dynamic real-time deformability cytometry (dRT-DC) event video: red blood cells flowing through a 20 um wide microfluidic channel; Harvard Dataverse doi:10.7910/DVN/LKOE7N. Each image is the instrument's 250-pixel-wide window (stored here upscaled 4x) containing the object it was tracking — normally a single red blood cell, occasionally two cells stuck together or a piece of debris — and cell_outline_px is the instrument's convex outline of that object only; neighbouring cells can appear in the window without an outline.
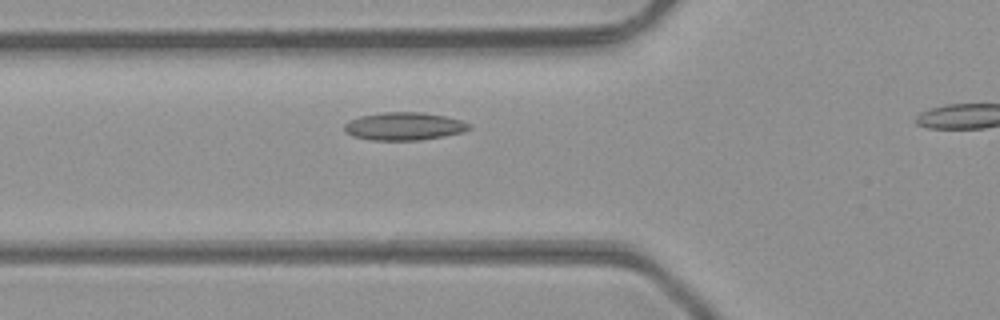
{"species": "common noctule bat (a hibernating species)", "species_latin": "Nyctalus noctula", "temperature_condition": "room temperature", "stored_images_in_passage": 28, "camera_frame_rate_fps": 3000, "um_per_image_px": 0.085, "animal": {"sex": "male", "body_mass_g": 23.1, "forearm_length_mm": 52.7}, "frame": {"image": 1, "passage_image": 6, "time_ms": 1.667, "image_size_px": [1000, 320], "cell_outline_px": [[472, 128], [464, 132], [444, 136], [420, 140], [372, 140], [352, 136], [344, 132], [344, 124], [348, 120], [360, 116], [380, 112], [420, 112], [444, 116], [460, 120], [468, 124]], "centroid_in_image_um": [34.3, 10.73], "position_along_channel_um": 91.5, "area_um2": 20.35}}
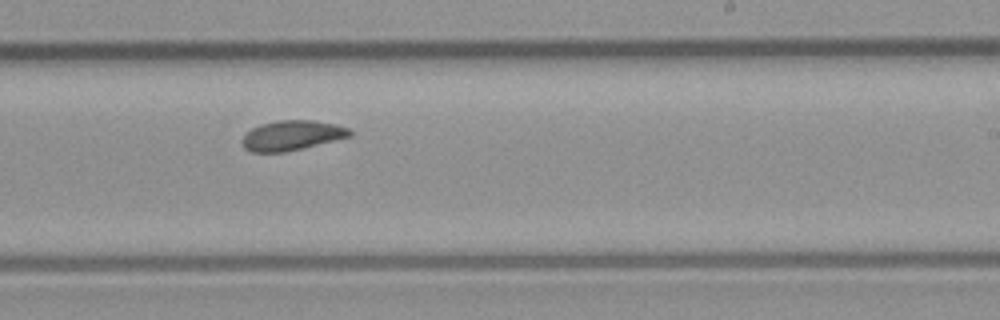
{"frame": {"image": 2, "passage_image": 18, "time_ms": 5.667, "image_size_px": [1000, 320], "cell_outline_px": [[352, 136], [284, 152], [252, 152], [244, 148], [240, 140], [252, 128], [260, 124], [280, 120], [312, 120], [336, 124], [348, 128], [352, 132]], "centroid_in_image_um": [24.8, 11.5], "position_along_channel_um": 264.2, "area_um2": 18.61}}
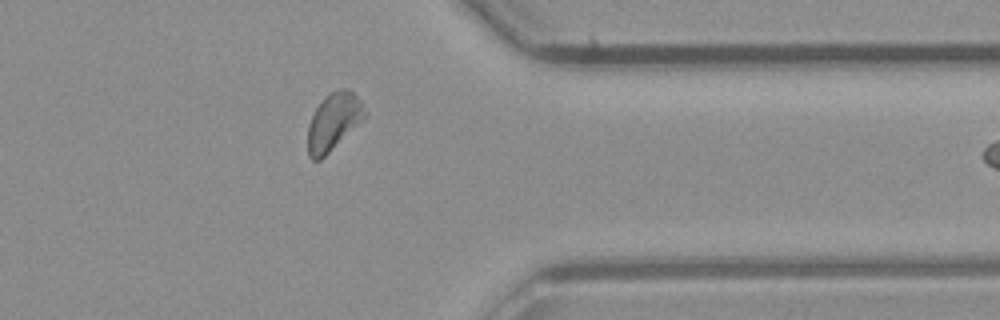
{"frame": {"image": 3, "passage_image": 27, "time_ms": 8.667, "image_size_px": [1000, 320], "cell_outline_px": [[368, 116], [320, 160], [312, 160], [308, 156], [308, 124], [316, 108], [332, 92], [340, 88], [348, 88], [360, 100], [368, 112]], "centroid_in_image_um": [28.38, 10.36], "position_along_channel_um": 383.0, "area_um2": 18.84}}